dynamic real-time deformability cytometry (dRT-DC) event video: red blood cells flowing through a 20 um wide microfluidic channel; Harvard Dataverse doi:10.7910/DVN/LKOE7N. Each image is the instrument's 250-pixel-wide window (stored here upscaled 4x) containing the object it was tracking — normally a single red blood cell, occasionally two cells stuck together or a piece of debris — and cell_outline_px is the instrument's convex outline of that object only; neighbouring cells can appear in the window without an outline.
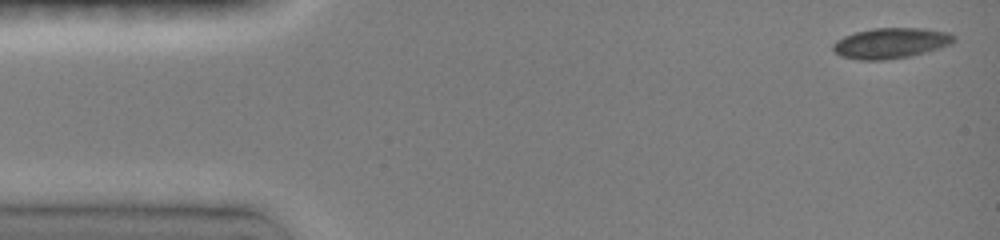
{"species": "common noctule bat (a hibernating species)", "species_latin": "Nyctalus noctula", "temperature_condition": "room temperature", "stored_images_in_passage": 36, "camera_frame_rate_fps": 3000, "um_per_image_px": 0.085, "animal": {"sex": "female", "body_mass_g": 19.0, "forearm_length_mm": 51.5}, "frame": {"image": 1, "passage_image": 1, "time_ms": 0.0, "image_size_px": [1000, 240], "cell_outline_px": [[956, 40], [952, 44], [940, 48], [908, 56], [884, 60], [860, 60], [840, 56], [832, 48], [832, 44], [836, 40], [844, 36], [856, 32], [872, 28], [924, 28], [948, 32], [956, 36]], "centroid_in_image_um": [75.73, 3.66], "position_along_channel_um": 9.3, "area_um2": 21.56}}
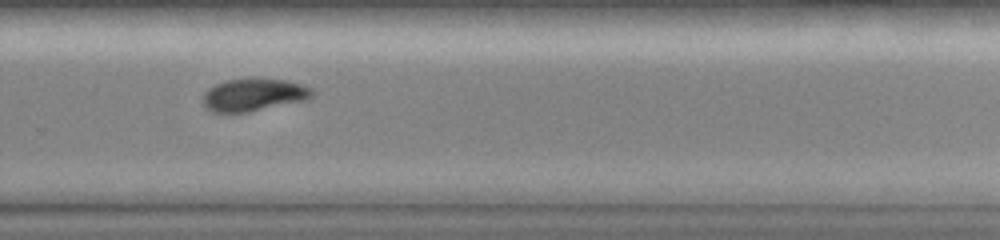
{"frame": {"image": 2, "passage_image": 26, "time_ms": 10.0, "image_size_px": [1000, 240], "cell_outline_px": [[312, 96], [308, 100], [248, 112], [212, 112], [204, 104], [204, 92], [208, 88], [216, 84], [228, 80], [288, 80], [312, 88]], "centroid_in_image_um": [21.59, 8.08], "position_along_channel_um": 308.2, "area_um2": 20.23}}
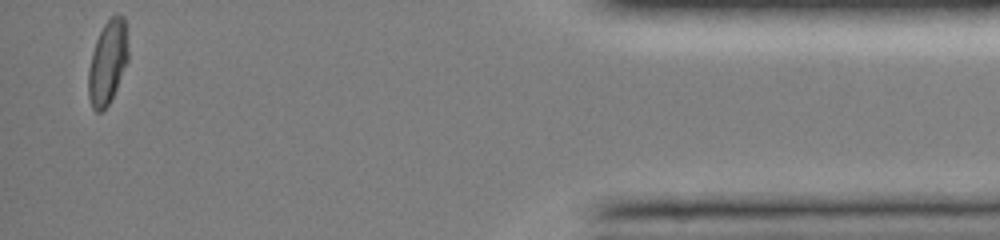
{"frame": {"image": 3, "passage_image": 36, "time_ms": 14.333, "image_size_px": [1000, 240], "cell_outline_px": [[128, 60], [116, 88], [108, 104], [100, 112], [96, 112], [92, 108], [88, 96], [88, 68], [92, 52], [96, 40], [104, 24], [116, 12], [124, 16], [128, 48]], "centroid_in_image_um": [9.14, 5.27], "position_along_channel_um": 426.1, "area_um2": 19.36}, "authors_computed_cell_mechanics": {"area_um2": 21.4149, "velocity_mm_per_s": 4.1009, "shape_relaxation_time_tau1_ms": 6.7176, "shape_relaxation_time_tau2_ms": null, "deformation_change_tau1": 0.1419, "deformation_change_tau2": null}}